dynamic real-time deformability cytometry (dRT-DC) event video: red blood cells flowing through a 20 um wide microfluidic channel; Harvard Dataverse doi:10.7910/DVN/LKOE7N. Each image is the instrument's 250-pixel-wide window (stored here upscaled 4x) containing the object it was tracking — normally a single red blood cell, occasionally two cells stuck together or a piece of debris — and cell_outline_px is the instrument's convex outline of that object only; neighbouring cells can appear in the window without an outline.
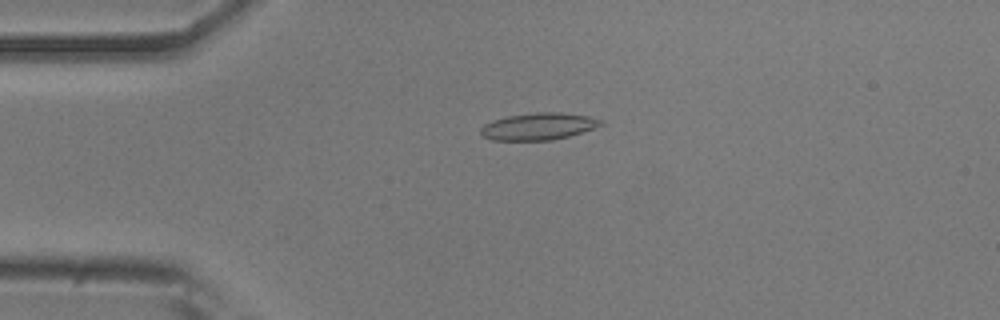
{"species": "common noctule bat (a hibernating species)", "species_latin": "Nyctalus noctula", "temperature_condition": "room temperature", "stored_images_in_passage": 53, "camera_frame_rate_fps": 3000, "um_per_image_px": 0.085, "animal": {"sex": "male", "body_mass_g": 20.5, "forearm_length_mm": 52.5}, "frame": {"image": 1, "passage_image": 12, "time_ms": 3.667, "image_size_px": [1000, 320], "cell_outline_px": [[604, 124], [568, 136], [552, 140], [492, 140], [484, 136], [480, 132], [480, 128], [484, 124], [492, 120], [508, 116], [536, 112], [560, 112], [588, 116], [604, 120]], "centroid_in_image_um": [45.76, 10.73], "position_along_channel_um": 39.2, "area_um2": 18.79}}
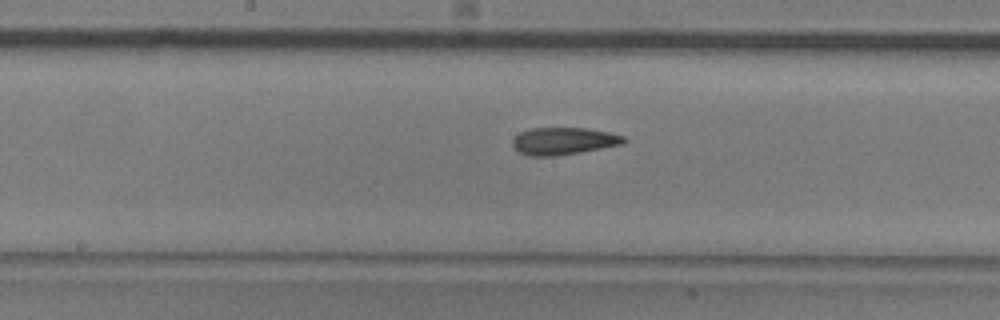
{"frame": {"image": 2, "passage_image": 27, "time_ms": 8.667, "image_size_px": [1000, 320], "cell_outline_px": [[628, 140], [624, 144], [552, 156], [528, 156], [520, 152], [512, 144], [512, 140], [520, 132], [532, 128], [588, 128], [608, 132], [624, 136]], "centroid_in_image_um": [47.91, 11.98], "position_along_channel_um": 200.3, "area_um2": 17.46}}
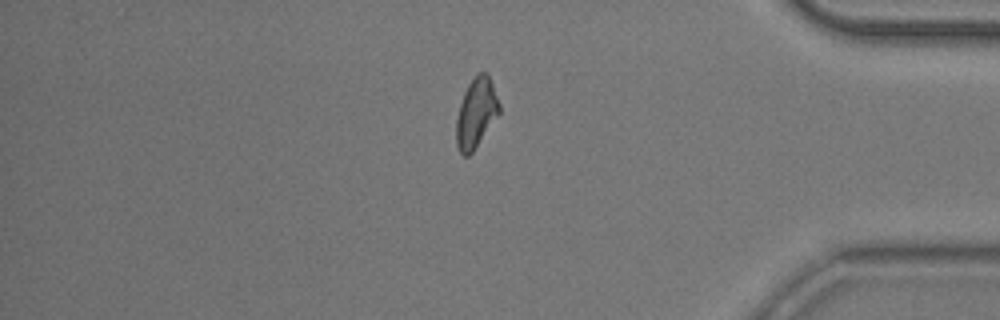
{"frame": {"image": 3, "passage_image": 45, "time_ms": 14.667, "image_size_px": [1000, 320], "cell_outline_px": [[500, 112], [472, 152], [468, 156], [464, 156], [460, 152], [456, 144], [456, 120], [460, 104], [464, 92], [468, 84], [480, 72], [484, 72], [488, 76], [492, 84], [500, 104]], "centroid_in_image_um": [40.46, 9.62], "position_along_channel_um": 394.7, "area_um2": 17.05}, "authors_computed_cell_mechanics": {"area_um2": 17.918, "velocity_mm_per_s": 3.7315, "shape_relaxation_time_tau1_ms": 7.417, "shape_relaxation_time_tau2_ms": 4.2329, "deformation_change_tau1": 0.1793, "deformation_change_tau2": 0.1139}}